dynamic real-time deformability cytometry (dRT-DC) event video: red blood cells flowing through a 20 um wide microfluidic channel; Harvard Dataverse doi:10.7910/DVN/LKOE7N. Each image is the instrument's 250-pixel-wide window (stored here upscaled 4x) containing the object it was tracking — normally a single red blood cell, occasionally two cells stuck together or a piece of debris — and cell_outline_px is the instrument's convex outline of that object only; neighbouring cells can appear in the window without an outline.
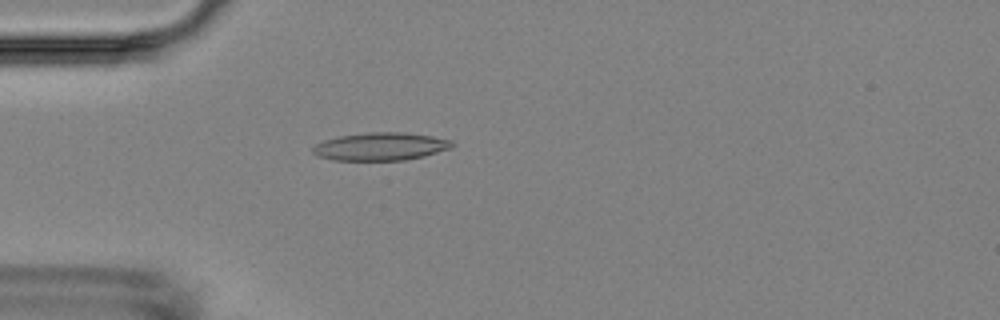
{"species": "Egyptian fruit bat (a non-hibernating species)", "species_latin": "Rousettus aegyptiacus", "temperature_condition": "room temperature", "stored_images_in_passage": 7, "camera_frame_rate_fps": 3000, "um_per_image_px": 0.085, "animal": {"sex": "female"}, "frame": {"image": 1, "passage_image": 7, "time_ms": 7.667, "image_size_px": [1000, 320], "cell_outline_px": [[456, 144], [452, 148], [424, 156], [404, 160], [336, 160], [320, 156], [312, 152], [312, 148], [316, 144], [324, 140], [340, 136], [368, 132], [404, 132], [432, 136], [452, 140]], "centroid_in_image_um": [32.4, 12.44], "position_along_channel_um": 52.6, "area_um2": 22.6}}